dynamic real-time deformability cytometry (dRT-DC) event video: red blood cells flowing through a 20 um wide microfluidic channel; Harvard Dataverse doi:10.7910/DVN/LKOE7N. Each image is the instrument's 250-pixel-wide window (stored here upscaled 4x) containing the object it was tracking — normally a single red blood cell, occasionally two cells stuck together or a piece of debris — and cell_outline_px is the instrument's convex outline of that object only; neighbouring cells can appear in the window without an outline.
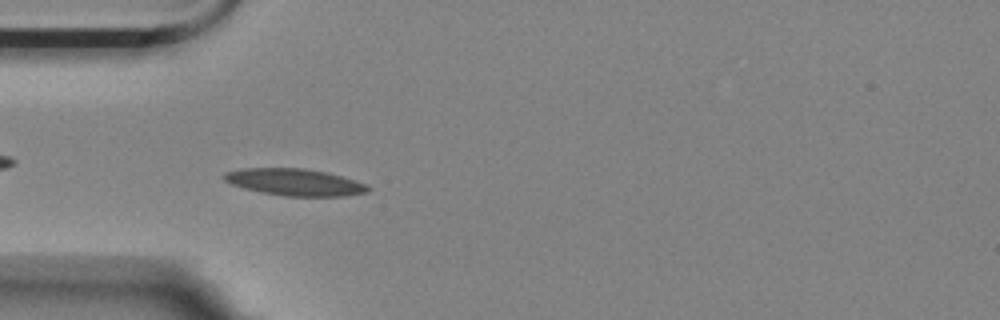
{"species": "Egyptian fruit bat (a non-hibernating species)", "species_latin": "Rousettus aegyptiacus", "temperature_condition": "room temperature", "stored_images_in_passage": 11, "camera_frame_rate_fps": 3000, "um_per_image_px": 0.085, "animal": {"sex": "female"}, "frame": {"image": 1, "passage_image": 4, "time_ms": 4.0, "image_size_px": [1000, 320], "cell_outline_px": [[372, 188], [368, 192], [348, 196], [284, 196], [260, 192], [244, 188], [232, 184], [224, 180], [220, 176], [224, 172], [244, 168], [304, 168], [328, 172], [364, 184]], "centroid_in_image_um": [25.02, 15.48], "position_along_channel_um": 60.0, "area_um2": 22.6}}
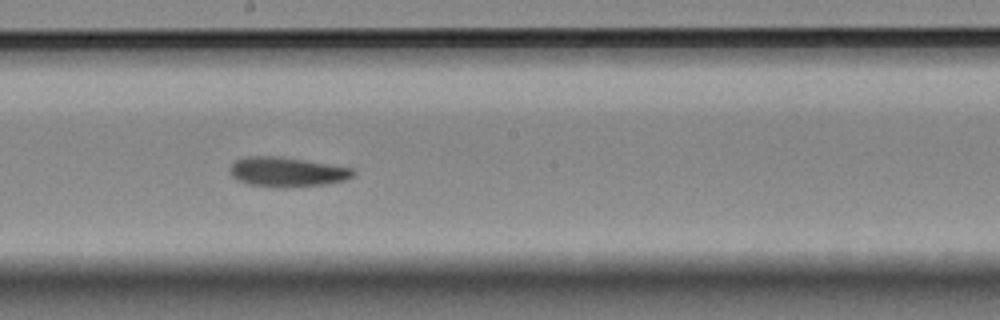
{"frame": {"image": 2, "passage_image": 8, "time_ms": 8.667, "image_size_px": [1000, 320], "cell_outline_px": [[356, 172], [352, 176], [344, 180], [328, 184], [288, 188], [276, 188], [248, 184], [236, 180], [232, 176], [228, 168], [236, 160], [248, 156], [280, 156], [352, 168]], "centroid_in_image_um": [24.36, 14.63], "position_along_channel_um": 223.8, "area_um2": 21.5}}
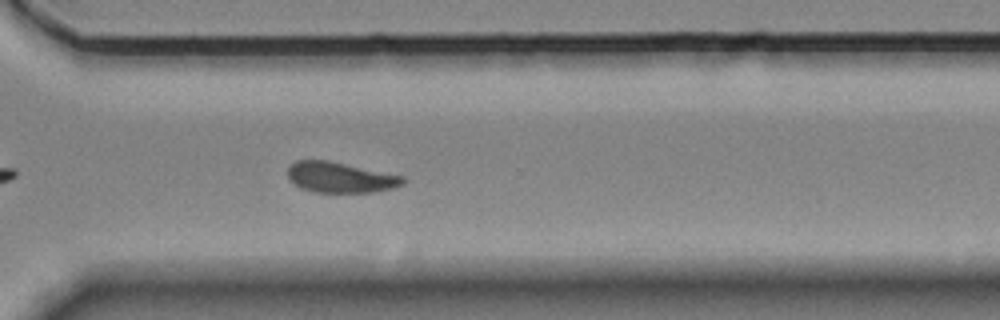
{"frame": {"image": 3, "passage_image": 11, "time_ms": 12.0, "image_size_px": [1000, 320], "cell_outline_px": [[408, 180], [404, 184], [392, 188], [372, 192], [312, 192], [300, 188], [292, 184], [288, 180], [288, 164], [296, 160], [328, 160], [404, 176]], "centroid_in_image_um": [28.89, 15.07], "position_along_channel_um": 341.7, "area_um2": 20.81}}